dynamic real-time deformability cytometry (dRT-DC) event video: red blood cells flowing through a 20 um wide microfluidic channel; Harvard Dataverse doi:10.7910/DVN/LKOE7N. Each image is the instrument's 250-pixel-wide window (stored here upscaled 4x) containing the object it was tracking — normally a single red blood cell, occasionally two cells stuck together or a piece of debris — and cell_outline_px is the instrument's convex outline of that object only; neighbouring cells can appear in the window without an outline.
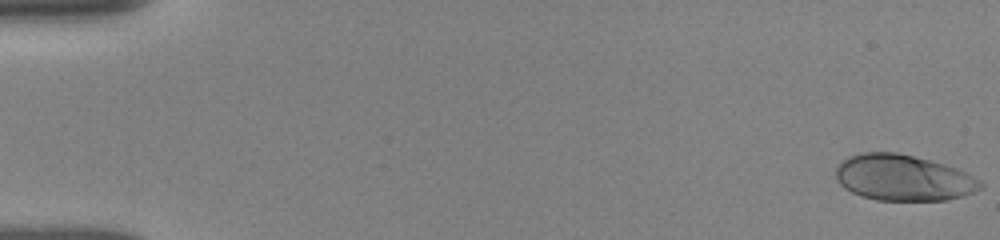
{"species": "human", "species_latin": "Homo sapiens", "temperature_condition": "room temperature", "stored_images_in_passage": 47, "camera_frame_rate_fps": 3000, "um_per_image_px": 0.085, "donor": {"sex": "female"}, "frame": {"image": 1, "passage_image": 1, "time_ms": 0.0, "image_size_px": [1000, 240], "cell_outline_px": [[984, 188], [964, 196], [944, 200], [876, 200], [860, 196], [844, 188], [836, 180], [836, 168], [848, 156], [864, 152], [896, 152], [944, 164], [956, 168], [980, 180], [984, 184]], "centroid_in_image_um": [76.78, 15.12], "position_along_channel_um": 8.2, "area_um2": 38.73}}
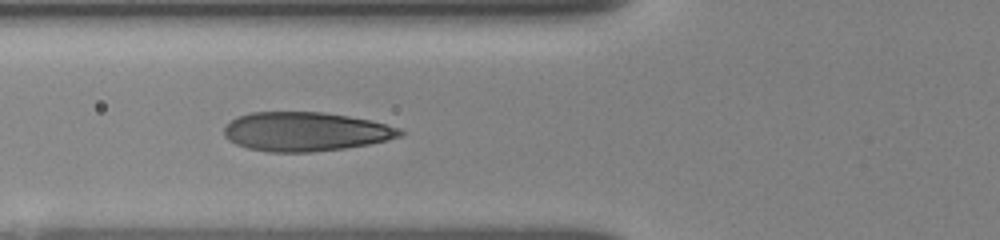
{"frame": {"image": 2, "passage_image": 39, "time_ms": 6.333, "image_size_px": [1000, 240], "cell_outline_px": [[404, 132], [400, 136], [388, 140], [368, 144], [344, 148], [312, 152], [268, 152], [248, 148], [236, 144], [228, 140], [224, 136], [224, 128], [236, 116], [252, 112], [324, 112], [348, 116], [368, 120], [400, 128]], "centroid_in_image_um": [25.93, 11.19], "position_along_channel_um": 99.9, "area_um2": 39.94}}
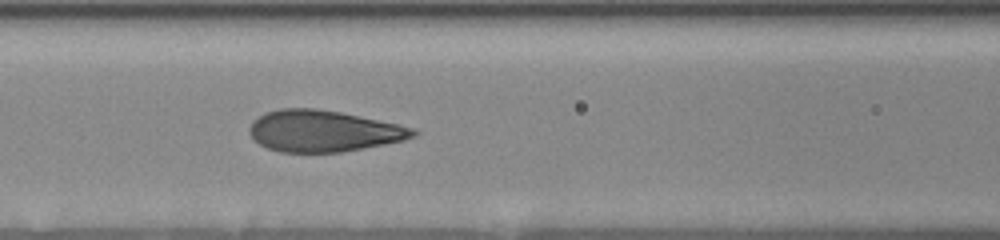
{"frame": {"image": 3, "passage_image": 46, "time_ms": 7.333, "image_size_px": [1000, 240], "cell_outline_px": [[420, 132], [416, 136], [404, 140], [340, 152], [280, 152], [268, 148], [252, 140], [248, 132], [248, 128], [252, 120], [264, 112], [280, 108], [316, 108], [340, 112], [416, 128]], "centroid_in_image_um": [27.44, 11.13], "position_along_channel_um": 139.2, "area_um2": 39.65}}